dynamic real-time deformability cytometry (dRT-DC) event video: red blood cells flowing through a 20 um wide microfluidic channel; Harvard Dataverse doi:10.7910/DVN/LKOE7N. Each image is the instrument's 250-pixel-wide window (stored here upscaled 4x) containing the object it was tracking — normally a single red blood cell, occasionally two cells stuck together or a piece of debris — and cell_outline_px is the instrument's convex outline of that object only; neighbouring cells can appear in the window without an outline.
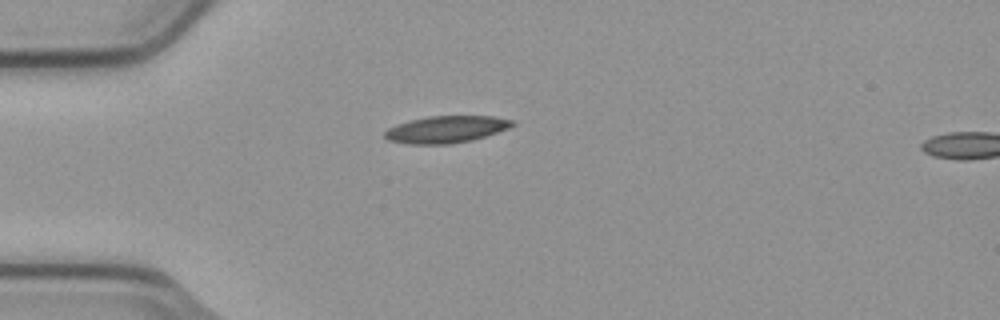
{"species": "common noctule bat (a hibernating species)", "species_latin": "Nyctalus noctula", "temperature_condition": "cold", "stored_images_in_passage": 2, "segment_of_instrument_passage": [1, 2], "camera_frame_rate_fps": 3000, "um_per_image_px": 0.085, "animal": {"sex": "male", "body_mass_g": 23.1, "forearm_length_mm": 52.7}, "frame": {"image": 1, "passage_image": 1, "time_ms": 0.0, "image_size_px": [1000, 320], "cell_outline_px": [[516, 124], [508, 128], [472, 140], [448, 144], [412, 144], [388, 140], [384, 136], [384, 132], [388, 128], [396, 124], [428, 116], [492, 116], [516, 120]], "centroid_in_image_um": [37.94, 10.99], "position_along_channel_um": 47.1, "area_um2": 19.94}}